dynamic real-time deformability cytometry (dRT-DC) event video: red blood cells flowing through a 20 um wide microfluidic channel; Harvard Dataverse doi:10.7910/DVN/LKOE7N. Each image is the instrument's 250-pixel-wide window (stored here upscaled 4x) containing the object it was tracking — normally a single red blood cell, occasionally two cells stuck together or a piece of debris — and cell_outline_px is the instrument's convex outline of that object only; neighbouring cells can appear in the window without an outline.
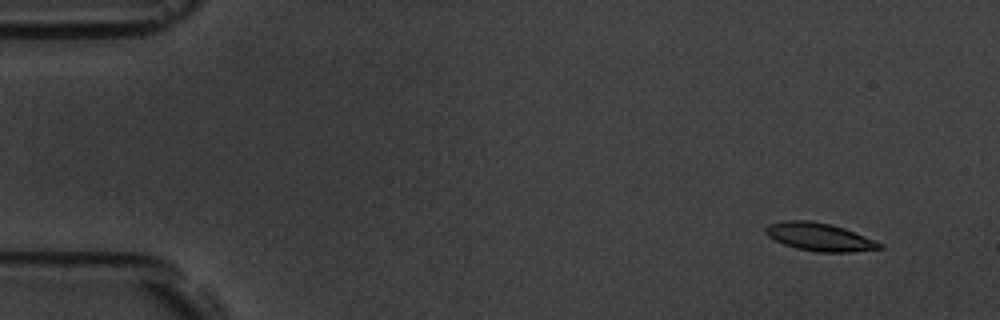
{"species": "common noctule bat (a hibernating species)", "species_latin": "Nyctalus noctula", "temperature_condition": "room temperature", "stored_images_in_passage": 8, "camera_frame_rate_fps": 3000, "um_per_image_px": 0.085, "animal": {"sex": "male", "body_mass_g": 19.5, "forearm_length_mm": 54.6}, "frame": {"image": 1, "passage_image": 1, "time_ms": 0.0, "image_size_px": [1000, 320], "cell_outline_px": [[884, 248], [852, 252], [816, 252], [796, 248], [784, 244], [768, 236], [764, 232], [764, 228], [768, 224], [784, 220], [808, 220], [828, 224], [844, 228], [884, 244]], "centroid_in_image_um": [69.64, 20.14], "position_along_channel_um": 15.4, "area_um2": 18.55}}
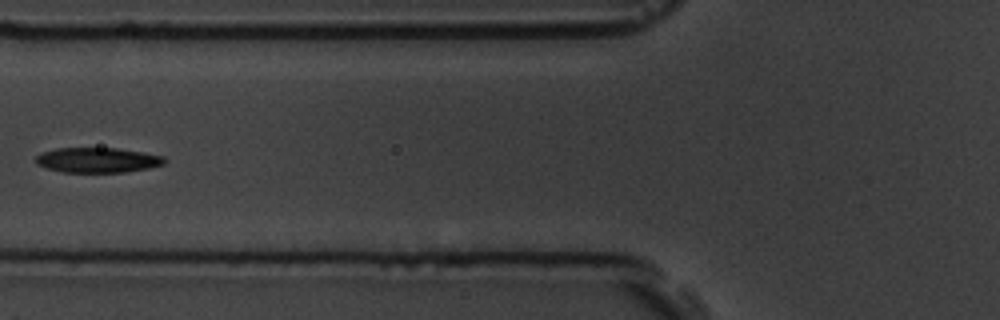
{"frame": {"image": 2, "passage_image": 6, "time_ms": 1.667, "image_size_px": [1000, 320], "cell_outline_px": [[164, 164], [148, 168], [124, 172], [64, 172], [48, 168], [36, 164], [36, 156], [40, 152], [56, 148], [116, 148], [144, 152], [164, 156]], "centroid_in_image_um": [8.27, 13.6], "position_along_channel_um": 117.5, "area_um2": 18.73}}
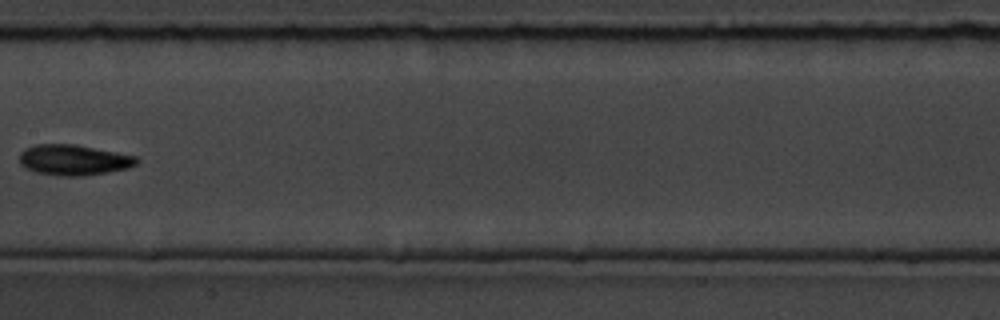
{"frame": {"image": 3, "passage_image": 8, "time_ms": 2.333, "image_size_px": [1000, 320], "cell_outline_px": [[140, 160], [136, 164], [128, 168], [108, 172], [80, 176], [56, 176], [36, 172], [24, 168], [20, 164], [20, 152], [24, 148], [36, 144], [76, 144], [136, 156]], "centroid_in_image_um": [6.24, 13.59], "position_along_channel_um": 201.2, "area_um2": 21.04}}